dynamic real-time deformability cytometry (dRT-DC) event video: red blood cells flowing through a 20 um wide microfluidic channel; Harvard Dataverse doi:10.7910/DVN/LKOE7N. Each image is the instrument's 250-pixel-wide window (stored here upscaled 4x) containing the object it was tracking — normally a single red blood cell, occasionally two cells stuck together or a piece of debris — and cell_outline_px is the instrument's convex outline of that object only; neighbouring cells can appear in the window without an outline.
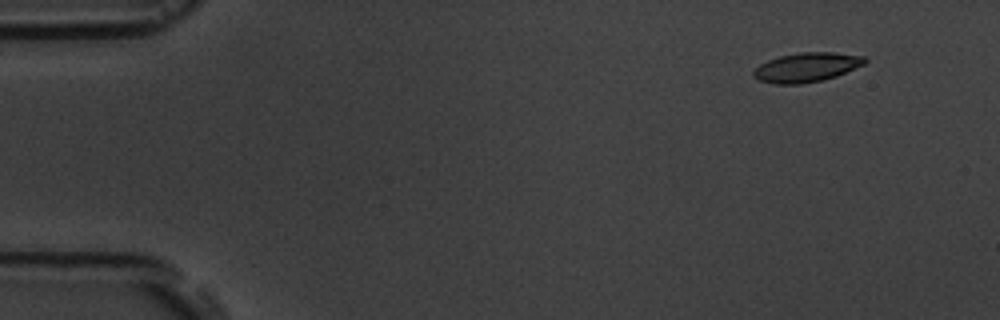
{"species": "common noctule bat (a hibernating species)", "species_latin": "Nyctalus noctula", "temperature_condition": "room temperature", "stored_images_in_passage": 5, "camera_frame_rate_fps": 3000, "um_per_image_px": 0.085, "animal": {"sex": "male", "body_mass_g": 19.5, "forearm_length_mm": 54.6}, "frame": {"image": 1, "passage_image": 2, "time_ms": 1.333, "image_size_px": [1000, 320], "cell_outline_px": [[868, 60], [864, 64], [836, 76], [824, 80], [800, 84], [776, 84], [760, 80], [752, 76], [752, 72], [760, 64], [768, 60], [780, 56], [800, 52], [832, 52], [864, 56]], "centroid_in_image_um": [68.56, 5.72], "position_along_channel_um": 16.4, "area_um2": 18.96}}